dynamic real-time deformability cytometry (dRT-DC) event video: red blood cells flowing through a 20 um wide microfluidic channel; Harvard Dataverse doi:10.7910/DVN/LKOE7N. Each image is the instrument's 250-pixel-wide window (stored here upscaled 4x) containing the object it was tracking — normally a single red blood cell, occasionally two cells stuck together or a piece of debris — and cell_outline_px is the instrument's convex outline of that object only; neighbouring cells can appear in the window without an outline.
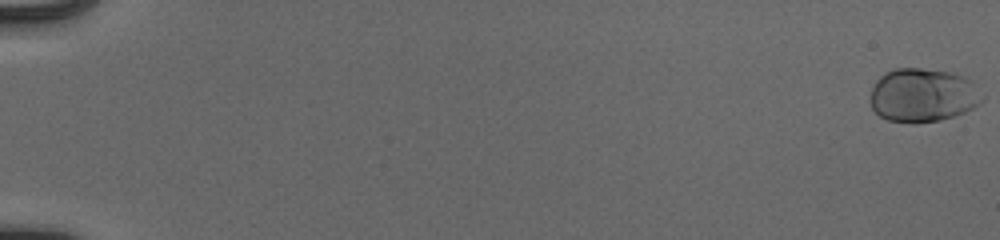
{"species": "human", "species_latin": "Homo sapiens", "temperature_condition": "cold", "stored_images_in_passage": 15, "camera_frame_rate_fps": 3000, "um_per_image_px": 0.085, "donor": {"sex": "male"}, "frame": {"image": 1, "passage_image": 1, "time_ms": 0.0, "image_size_px": [1000, 240], "cell_outline_px": [[984, 100], [980, 104], [964, 112], [940, 120], [916, 124], [888, 120], [880, 116], [872, 108], [872, 88], [876, 80], [880, 76], [896, 68], [920, 68], [952, 72], [964, 76], [972, 80], [984, 96]], "centroid_in_image_um": [78.48, 8.09], "position_along_channel_um": 6.5, "area_um2": 35.14}}